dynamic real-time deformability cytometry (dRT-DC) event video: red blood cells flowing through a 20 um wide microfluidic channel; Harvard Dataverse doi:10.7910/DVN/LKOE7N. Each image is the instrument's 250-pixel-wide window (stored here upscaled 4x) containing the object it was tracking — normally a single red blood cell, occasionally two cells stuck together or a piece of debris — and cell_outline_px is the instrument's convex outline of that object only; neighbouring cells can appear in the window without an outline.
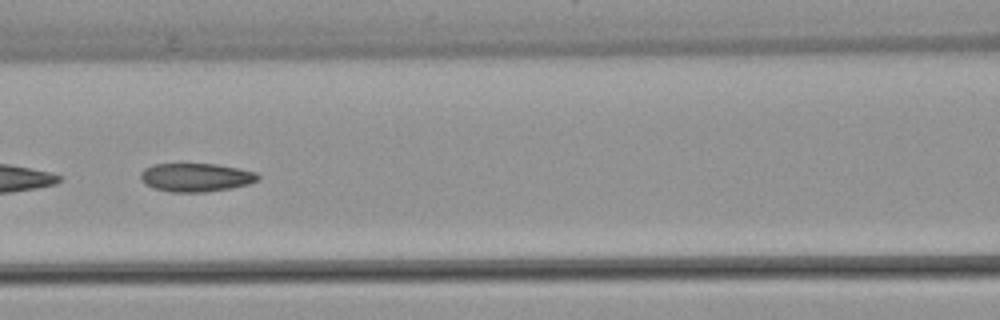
{"species": "common noctule bat (a hibernating species)", "species_latin": "Nyctalus noctula", "temperature_condition": "warm", "stored_images_in_passage": 5, "camera_frame_rate_fps": 3000, "um_per_image_px": 0.085, "animal": {"sex": "female", "body_mass_g": 22.7, "forearm_length_mm": 54.2}, "frame": {"image": 1, "passage_image": 5, "time_ms": 1.333, "image_size_px": [1000, 320], "cell_outline_px": [[260, 180], [248, 184], [232, 188], [204, 192], [172, 192], [152, 188], [144, 184], [140, 180], [140, 172], [144, 168], [152, 164], [216, 164], [256, 172], [260, 176]], "centroid_in_image_um": [16.62, 15.08], "position_along_channel_um": 150.0, "area_um2": 19.65}}